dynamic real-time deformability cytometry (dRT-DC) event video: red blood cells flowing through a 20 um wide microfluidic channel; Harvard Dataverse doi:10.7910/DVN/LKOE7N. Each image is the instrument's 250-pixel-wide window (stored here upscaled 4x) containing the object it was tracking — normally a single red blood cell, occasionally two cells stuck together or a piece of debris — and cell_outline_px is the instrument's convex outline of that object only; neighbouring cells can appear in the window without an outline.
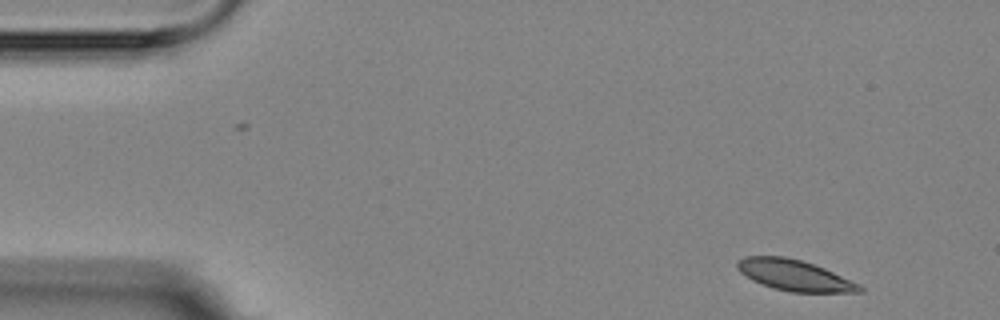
{"species": "Egyptian fruit bat (a non-hibernating species)", "species_latin": "Rousettus aegyptiacus", "temperature_condition": "room temperature", "stored_images_in_passage": 8, "camera_frame_rate_fps": 3000, "um_per_image_px": 0.085, "animal": {"sex": "female"}, "frame": {"image": 1, "passage_image": 1, "time_ms": 0.0, "image_size_px": [1000, 320], "cell_outline_px": [[864, 292], [788, 292], [772, 288], [752, 280], [740, 272], [736, 268], [736, 264], [744, 256], [784, 256], [800, 260], [824, 268], [860, 284], [864, 288]], "centroid_in_image_um": [67.53, 23.41], "position_along_channel_um": 17.5, "area_um2": 21.96}}
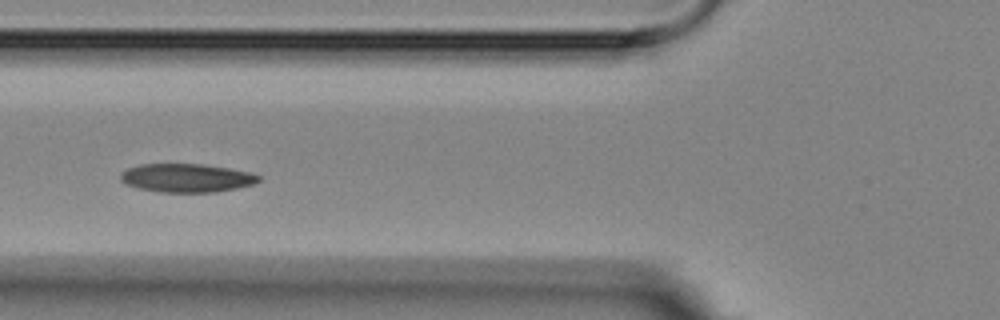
{"frame": {"image": 2, "passage_image": 5, "time_ms": 5.333, "image_size_px": [1000, 320], "cell_outline_px": [[260, 180], [252, 184], [236, 188], [216, 192], [160, 192], [136, 188], [120, 180], [120, 176], [128, 168], [140, 164], [200, 164], [228, 168], [252, 172], [260, 176]], "centroid_in_image_um": [15.87, 15.12], "position_along_channel_um": 109.9, "area_um2": 22.83}}
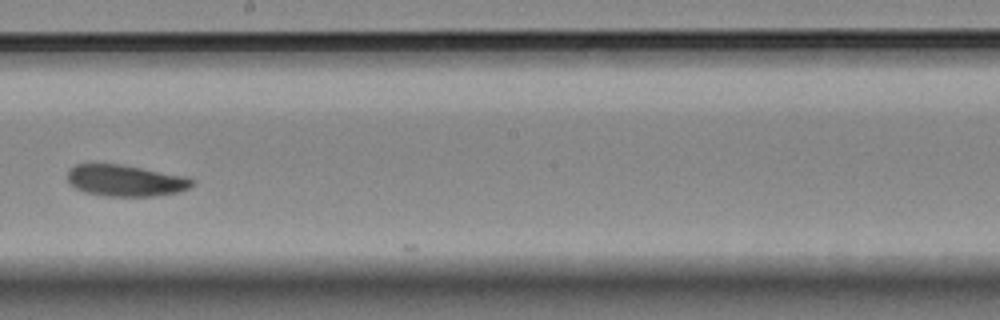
{"frame": {"image": 3, "passage_image": 8, "time_ms": 9.0, "image_size_px": [1000, 320], "cell_outline_px": [[192, 184], [188, 188], [180, 192], [152, 196], [100, 196], [84, 192], [68, 184], [68, 168], [76, 164], [120, 164], [184, 176], [192, 180]], "centroid_in_image_um": [10.59, 15.35], "position_along_channel_um": 237.6, "area_um2": 22.77}}